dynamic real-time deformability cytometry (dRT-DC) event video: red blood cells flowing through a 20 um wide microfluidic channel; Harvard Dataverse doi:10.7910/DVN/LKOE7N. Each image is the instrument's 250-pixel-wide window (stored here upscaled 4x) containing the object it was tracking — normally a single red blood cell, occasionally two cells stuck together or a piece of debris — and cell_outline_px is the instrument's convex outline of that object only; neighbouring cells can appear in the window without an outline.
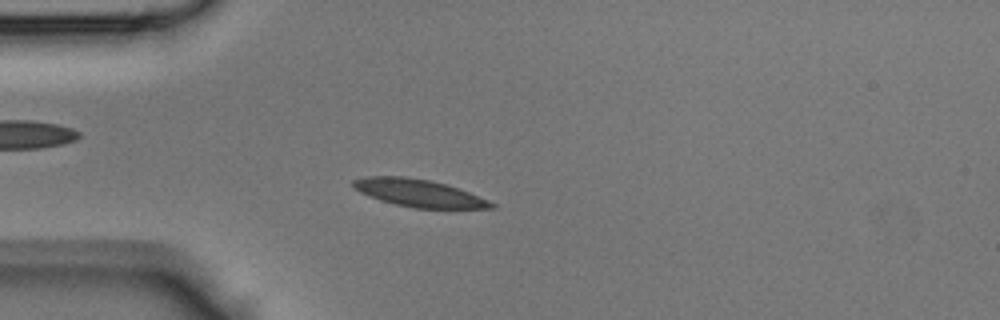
{"species": "Egyptian fruit bat (a non-hibernating species)", "species_latin": "Rousettus aegyptiacus", "temperature_condition": "room temperature", "stored_images_in_passage": 43, "camera_frame_rate_fps": 3000, "um_per_image_px": 0.085, "animal": {"sex": "male"}, "frame": {"image": 1, "passage_image": 11, "time_ms": 3.333, "image_size_px": [1000, 320], "cell_outline_px": [[496, 208], [416, 208], [396, 204], [380, 200], [360, 192], [352, 188], [352, 180], [368, 176], [404, 176], [428, 180], [444, 184], [468, 192], [488, 200], [496, 204]], "centroid_in_image_um": [35.56, 16.41], "position_along_channel_um": 49.4, "area_um2": 21.79}}
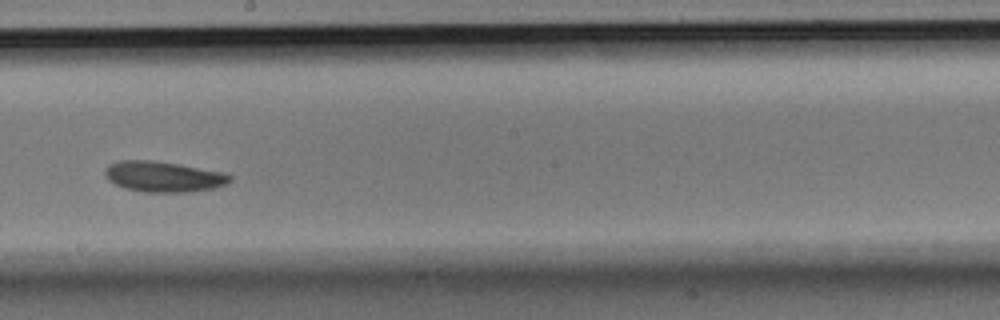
{"frame": {"image": 2, "passage_image": 24, "time_ms": 7.667, "image_size_px": [1000, 320], "cell_outline_px": [[232, 180], [228, 184], [216, 188], [192, 192], [144, 192], [124, 188], [108, 180], [104, 172], [108, 164], [120, 160], [152, 160], [180, 164], [224, 172], [232, 176]], "centroid_in_image_um": [13.93, 15.01], "position_along_channel_um": 234.3, "area_um2": 22.6}}
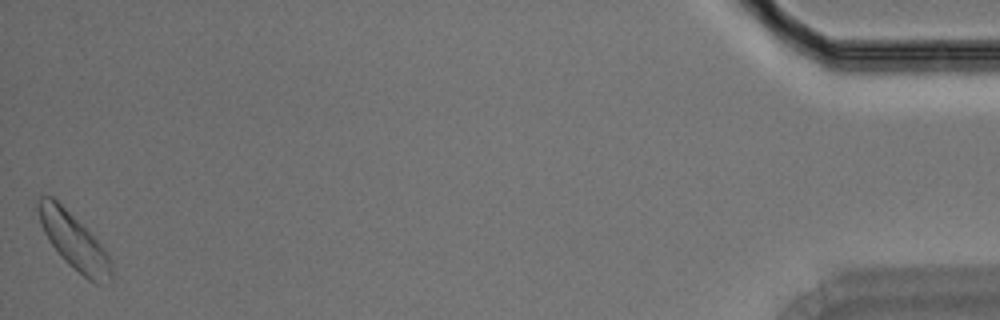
{"frame": {"image": 3, "passage_image": 43, "time_ms": 14.0, "image_size_px": [1000, 320], "cell_outline_px": [[112, 280], [108, 284], [96, 284], [88, 280], [68, 264], [64, 260], [48, 240], [40, 224], [36, 208], [36, 200], [40, 196], [52, 196], [104, 248], [112, 260]], "centroid_in_image_um": [6.28, 20.55], "position_along_channel_um": 428.9, "area_um2": 23.7}}